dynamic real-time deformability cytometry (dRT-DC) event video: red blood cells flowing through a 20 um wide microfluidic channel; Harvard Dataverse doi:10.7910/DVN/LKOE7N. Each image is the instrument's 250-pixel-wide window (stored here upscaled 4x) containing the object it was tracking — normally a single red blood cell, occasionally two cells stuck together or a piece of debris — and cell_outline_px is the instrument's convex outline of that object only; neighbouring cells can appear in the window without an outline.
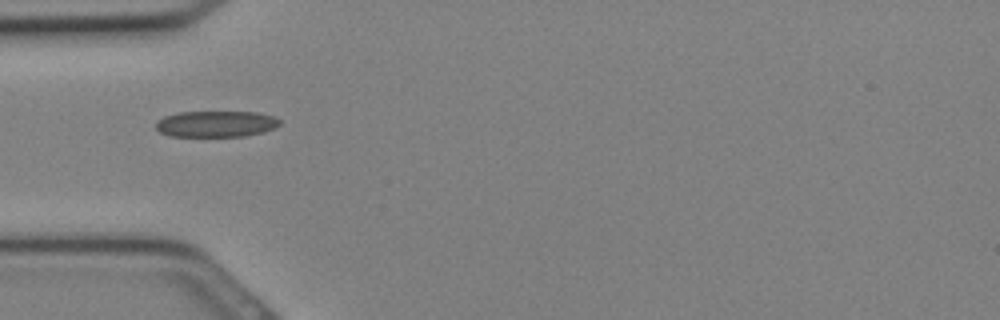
{"species": "Egyptian fruit bat (a non-hibernating species)", "species_latin": "Rousettus aegyptiacus", "temperature_condition": "cold", "stored_images_in_passage": 31, "camera_frame_rate_fps": 3000, "um_per_image_px": 0.085, "animal": {"sex": "female"}, "frame": {"image": 1, "passage_image": 10, "time_ms": 3.0, "image_size_px": [1000, 320], "cell_outline_px": [[280, 124], [276, 128], [264, 132], [244, 136], [168, 136], [160, 132], [156, 128], [156, 120], [164, 116], [180, 112], [256, 112], [272, 116], [280, 120]], "centroid_in_image_um": [18.35, 10.53], "position_along_channel_um": 66.6, "area_um2": 18.96}}
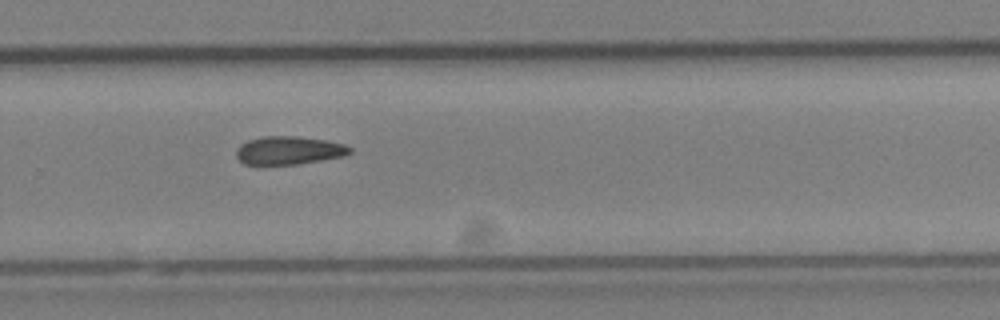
{"frame": {"image": 2, "passage_image": 21, "time_ms": 6.667, "image_size_px": [1000, 320], "cell_outline_px": [[352, 152], [344, 156], [296, 164], [244, 164], [236, 156], [236, 148], [240, 144], [248, 140], [260, 136], [296, 136], [328, 140], [344, 144], [352, 148]], "centroid_in_image_um": [24.55, 12.77], "position_along_channel_um": 305.2, "area_um2": 18.73}}
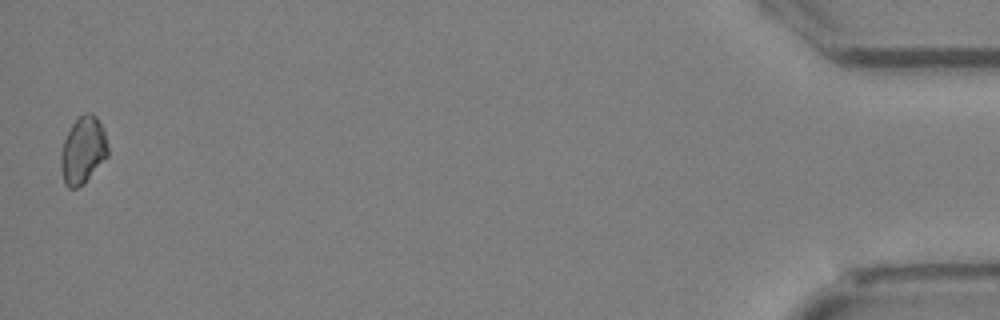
{"frame": {"image": 3, "passage_image": 31, "time_ms": 10.0, "image_size_px": [1000, 320], "cell_outline_px": [[108, 156], [84, 184], [76, 188], [68, 188], [64, 184], [60, 164], [60, 152], [64, 140], [72, 124], [80, 116], [88, 112], [92, 112], [96, 116], [104, 132], [108, 144]], "centroid_in_image_um": [7.04, 12.8], "position_along_channel_um": 428.2, "area_um2": 18.44}}